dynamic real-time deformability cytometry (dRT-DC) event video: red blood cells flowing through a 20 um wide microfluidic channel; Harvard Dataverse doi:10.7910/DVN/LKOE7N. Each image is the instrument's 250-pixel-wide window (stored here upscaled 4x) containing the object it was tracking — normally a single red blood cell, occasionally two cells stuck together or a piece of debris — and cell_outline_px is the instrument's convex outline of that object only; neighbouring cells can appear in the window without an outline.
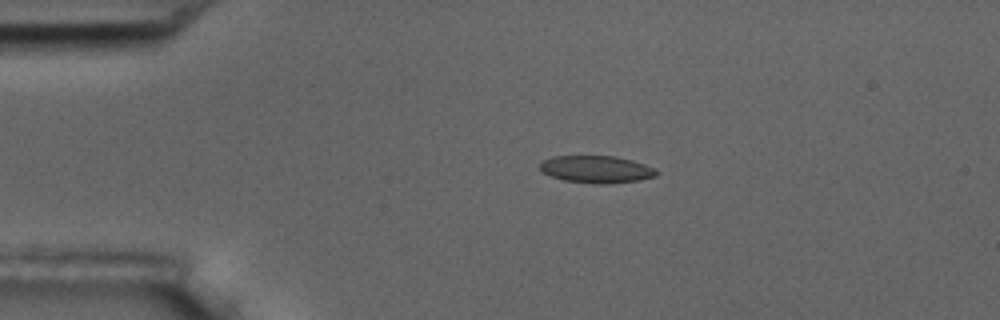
{"species": "common noctule bat (a hibernating species)", "species_latin": "Nyctalus noctula", "temperature_condition": "room temperature", "stored_images_in_passage": 10, "camera_frame_rate_fps": 3000, "um_per_image_px": 0.085, "animal": {"sex": "male", "body_mass_g": 17.5, "forearm_length_mm": 52.3}, "frame": {"image": 1, "passage_image": 2, "time_ms": 1.333, "image_size_px": [1000, 320], "cell_outline_px": [[660, 172], [656, 176], [640, 180], [604, 184], [592, 184], [564, 180], [552, 176], [544, 172], [540, 168], [540, 164], [544, 160], [552, 156], [612, 156], [632, 160], [656, 168]], "centroid_in_image_um": [50.74, 14.39], "position_along_channel_um": 34.3, "area_um2": 18.5}}
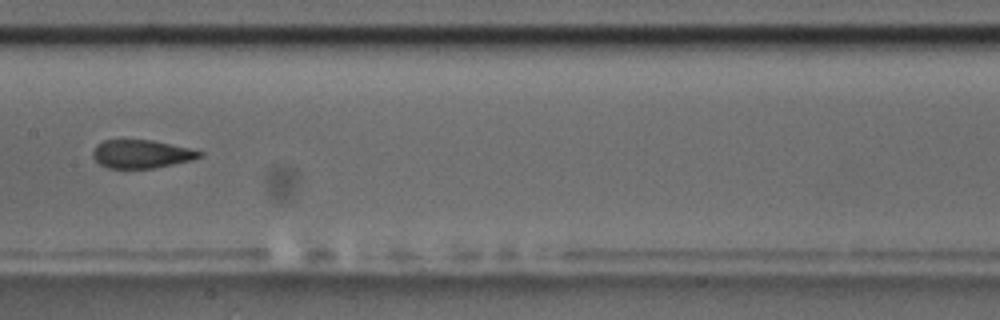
{"frame": {"image": 2, "passage_image": 7, "time_ms": 7.0, "image_size_px": [1000, 320], "cell_outline_px": [[204, 152], [200, 156], [192, 160], [152, 168], [108, 168], [100, 164], [92, 156], [92, 152], [96, 144], [104, 140], [152, 140], [188, 148]], "centroid_in_image_um": [11.98, 13.08], "position_along_channel_um": 195.4, "area_um2": 17.4}}
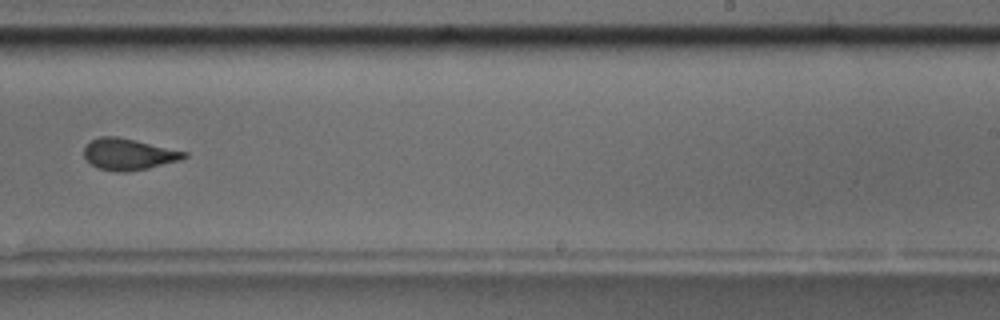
{"frame": {"image": 3, "passage_image": 9, "time_ms": 9.333, "image_size_px": [1000, 320], "cell_outline_px": [[188, 156], [180, 160], [148, 168], [124, 172], [116, 172], [100, 168], [92, 164], [84, 156], [84, 144], [100, 136], [116, 136], [136, 140], [188, 152]], "centroid_in_image_um": [10.93, 13.1], "position_along_channel_um": 278.1, "area_um2": 18.26}}